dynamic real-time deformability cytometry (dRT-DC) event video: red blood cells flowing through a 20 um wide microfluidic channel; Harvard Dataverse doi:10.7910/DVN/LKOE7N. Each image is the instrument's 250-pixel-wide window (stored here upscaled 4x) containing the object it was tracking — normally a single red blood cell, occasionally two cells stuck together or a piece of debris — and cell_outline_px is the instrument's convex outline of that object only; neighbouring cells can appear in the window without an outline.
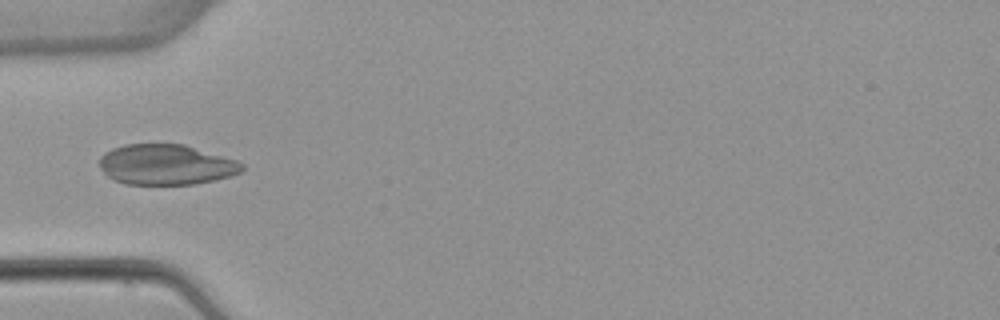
{"species": "common noctule bat (a hibernating species)", "species_latin": "Nyctalus noctula", "temperature_condition": "warm", "stored_images_in_passage": 4, "camera_frame_rate_fps": 3000, "um_per_image_px": 0.085, "animal": {"sex": "female", "body_mass_g": 22.7, "forearm_length_mm": 54.2}, "frame": {"image": 1, "passage_image": 4, "time_ms": 4.333, "image_size_px": [1000, 320], "cell_outline_px": [[244, 168], [240, 172], [232, 176], [216, 180], [196, 184], [124, 184], [108, 176], [100, 168], [100, 156], [104, 152], [112, 148], [124, 144], [184, 144], [236, 160], [244, 164]], "centroid_in_image_um": [14.12, 13.99], "position_along_channel_um": 70.9, "area_um2": 33.64}}